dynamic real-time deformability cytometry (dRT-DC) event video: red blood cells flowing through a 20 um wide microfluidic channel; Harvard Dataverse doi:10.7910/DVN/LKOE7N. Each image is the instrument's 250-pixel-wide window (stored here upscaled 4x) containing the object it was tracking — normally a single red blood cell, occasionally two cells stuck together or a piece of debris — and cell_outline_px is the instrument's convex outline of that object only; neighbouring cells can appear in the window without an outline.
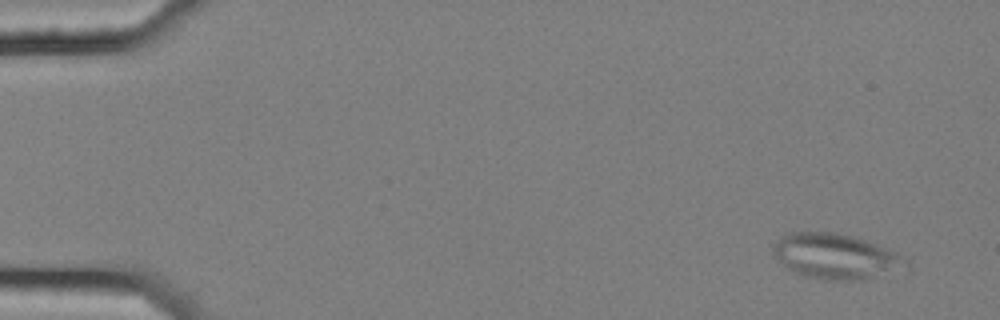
{"species": "common noctule bat (a hibernating species)", "species_latin": "Nyctalus noctula", "temperature_condition": "cold", "stored_images_in_passage": 5, "camera_frame_rate_fps": 3000, "um_per_image_px": 0.085, "animal": {"sex": "female", "body_mass_g": 25.1}, "frame": {"image": 1, "passage_image": 1, "time_ms": 0.0, "image_size_px": [1000, 320], "cell_outline_px": [[900, 256], [884, 268], [872, 276], [864, 280], [816, 280], [804, 276], [784, 268], [772, 252], [772, 244], [780, 236], [792, 232], [836, 232], [852, 236], [876, 244], [896, 252]], "centroid_in_image_um": [70.65, 21.74], "position_along_channel_um": 14.3, "area_um2": 33.23}}